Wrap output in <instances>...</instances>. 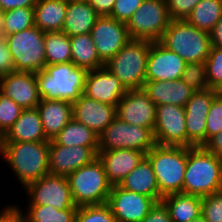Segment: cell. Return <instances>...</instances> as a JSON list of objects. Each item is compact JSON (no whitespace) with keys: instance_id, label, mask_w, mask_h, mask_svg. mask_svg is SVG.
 Wrapping results in <instances>:
<instances>
[{"instance_id":"1","label":"cell","mask_w":222,"mask_h":222,"mask_svg":"<svg viewBox=\"0 0 222 222\" xmlns=\"http://www.w3.org/2000/svg\"><path fill=\"white\" fill-rule=\"evenodd\" d=\"M0 154L25 188L49 174V141L0 142Z\"/></svg>"},{"instance_id":"2","label":"cell","mask_w":222,"mask_h":222,"mask_svg":"<svg viewBox=\"0 0 222 222\" xmlns=\"http://www.w3.org/2000/svg\"><path fill=\"white\" fill-rule=\"evenodd\" d=\"M222 185V160L204 146L188 147L183 193L205 197L219 192Z\"/></svg>"},{"instance_id":"3","label":"cell","mask_w":222,"mask_h":222,"mask_svg":"<svg viewBox=\"0 0 222 222\" xmlns=\"http://www.w3.org/2000/svg\"><path fill=\"white\" fill-rule=\"evenodd\" d=\"M87 71L73 63L45 65L36 73L41 99H62L73 102L84 92Z\"/></svg>"},{"instance_id":"4","label":"cell","mask_w":222,"mask_h":222,"mask_svg":"<svg viewBox=\"0 0 222 222\" xmlns=\"http://www.w3.org/2000/svg\"><path fill=\"white\" fill-rule=\"evenodd\" d=\"M155 173L159 193L164 197L183 193V184L188 159V147L156 144L146 154Z\"/></svg>"},{"instance_id":"5","label":"cell","mask_w":222,"mask_h":222,"mask_svg":"<svg viewBox=\"0 0 222 222\" xmlns=\"http://www.w3.org/2000/svg\"><path fill=\"white\" fill-rule=\"evenodd\" d=\"M186 63L205 62L211 49L210 33L199 30L187 20H171L158 41Z\"/></svg>"},{"instance_id":"6","label":"cell","mask_w":222,"mask_h":222,"mask_svg":"<svg viewBox=\"0 0 222 222\" xmlns=\"http://www.w3.org/2000/svg\"><path fill=\"white\" fill-rule=\"evenodd\" d=\"M152 41H130L105 66L127 90L142 89L146 82V67Z\"/></svg>"},{"instance_id":"7","label":"cell","mask_w":222,"mask_h":222,"mask_svg":"<svg viewBox=\"0 0 222 222\" xmlns=\"http://www.w3.org/2000/svg\"><path fill=\"white\" fill-rule=\"evenodd\" d=\"M67 179L76 206L107 203L112 185L99 158L75 170Z\"/></svg>"},{"instance_id":"8","label":"cell","mask_w":222,"mask_h":222,"mask_svg":"<svg viewBox=\"0 0 222 222\" xmlns=\"http://www.w3.org/2000/svg\"><path fill=\"white\" fill-rule=\"evenodd\" d=\"M13 57L15 71L40 72L45 68V32L37 26L4 37Z\"/></svg>"},{"instance_id":"9","label":"cell","mask_w":222,"mask_h":222,"mask_svg":"<svg viewBox=\"0 0 222 222\" xmlns=\"http://www.w3.org/2000/svg\"><path fill=\"white\" fill-rule=\"evenodd\" d=\"M171 19L166 0H144L126 23L131 39L159 41Z\"/></svg>"},{"instance_id":"10","label":"cell","mask_w":222,"mask_h":222,"mask_svg":"<svg viewBox=\"0 0 222 222\" xmlns=\"http://www.w3.org/2000/svg\"><path fill=\"white\" fill-rule=\"evenodd\" d=\"M98 137V150L132 149L147 154L156 145L150 128L128 124L118 117Z\"/></svg>"},{"instance_id":"11","label":"cell","mask_w":222,"mask_h":222,"mask_svg":"<svg viewBox=\"0 0 222 222\" xmlns=\"http://www.w3.org/2000/svg\"><path fill=\"white\" fill-rule=\"evenodd\" d=\"M29 205H49L58 210L76 206L67 176L48 174L30 183L26 188Z\"/></svg>"},{"instance_id":"12","label":"cell","mask_w":222,"mask_h":222,"mask_svg":"<svg viewBox=\"0 0 222 222\" xmlns=\"http://www.w3.org/2000/svg\"><path fill=\"white\" fill-rule=\"evenodd\" d=\"M153 133L158 145L187 147L184 107L172 104L157 105Z\"/></svg>"},{"instance_id":"13","label":"cell","mask_w":222,"mask_h":222,"mask_svg":"<svg viewBox=\"0 0 222 222\" xmlns=\"http://www.w3.org/2000/svg\"><path fill=\"white\" fill-rule=\"evenodd\" d=\"M90 35L98 55L104 63L115 56L131 39L126 23L111 16H99Z\"/></svg>"},{"instance_id":"14","label":"cell","mask_w":222,"mask_h":222,"mask_svg":"<svg viewBox=\"0 0 222 222\" xmlns=\"http://www.w3.org/2000/svg\"><path fill=\"white\" fill-rule=\"evenodd\" d=\"M215 97V90L212 88L194 91L184 107L187 147L206 144V117Z\"/></svg>"},{"instance_id":"15","label":"cell","mask_w":222,"mask_h":222,"mask_svg":"<svg viewBox=\"0 0 222 222\" xmlns=\"http://www.w3.org/2000/svg\"><path fill=\"white\" fill-rule=\"evenodd\" d=\"M99 146H63L49 141V174L68 176L98 158Z\"/></svg>"},{"instance_id":"16","label":"cell","mask_w":222,"mask_h":222,"mask_svg":"<svg viewBox=\"0 0 222 222\" xmlns=\"http://www.w3.org/2000/svg\"><path fill=\"white\" fill-rule=\"evenodd\" d=\"M155 203L152 197L124 190L119 185L112 186L107 201L116 222H141Z\"/></svg>"},{"instance_id":"17","label":"cell","mask_w":222,"mask_h":222,"mask_svg":"<svg viewBox=\"0 0 222 222\" xmlns=\"http://www.w3.org/2000/svg\"><path fill=\"white\" fill-rule=\"evenodd\" d=\"M116 116L136 126L155 128L156 105L143 89L127 90L116 106Z\"/></svg>"},{"instance_id":"18","label":"cell","mask_w":222,"mask_h":222,"mask_svg":"<svg viewBox=\"0 0 222 222\" xmlns=\"http://www.w3.org/2000/svg\"><path fill=\"white\" fill-rule=\"evenodd\" d=\"M0 91L23 109H34L41 101L34 72L14 71L1 76Z\"/></svg>"},{"instance_id":"19","label":"cell","mask_w":222,"mask_h":222,"mask_svg":"<svg viewBox=\"0 0 222 222\" xmlns=\"http://www.w3.org/2000/svg\"><path fill=\"white\" fill-rule=\"evenodd\" d=\"M186 61L175 52L169 51L158 41L151 42L146 67V81H173L180 79Z\"/></svg>"},{"instance_id":"20","label":"cell","mask_w":222,"mask_h":222,"mask_svg":"<svg viewBox=\"0 0 222 222\" xmlns=\"http://www.w3.org/2000/svg\"><path fill=\"white\" fill-rule=\"evenodd\" d=\"M127 92L122 82L106 66L87 71L83 94L102 103L117 105Z\"/></svg>"},{"instance_id":"21","label":"cell","mask_w":222,"mask_h":222,"mask_svg":"<svg viewBox=\"0 0 222 222\" xmlns=\"http://www.w3.org/2000/svg\"><path fill=\"white\" fill-rule=\"evenodd\" d=\"M116 106L96 101L84 94L72 102V118L98 136L117 117Z\"/></svg>"},{"instance_id":"22","label":"cell","mask_w":222,"mask_h":222,"mask_svg":"<svg viewBox=\"0 0 222 222\" xmlns=\"http://www.w3.org/2000/svg\"><path fill=\"white\" fill-rule=\"evenodd\" d=\"M145 157L146 153L132 149L98 150V158L112 186L119 185Z\"/></svg>"},{"instance_id":"23","label":"cell","mask_w":222,"mask_h":222,"mask_svg":"<svg viewBox=\"0 0 222 222\" xmlns=\"http://www.w3.org/2000/svg\"><path fill=\"white\" fill-rule=\"evenodd\" d=\"M142 89L156 106L172 104L185 107L194 92L181 78L173 81H146Z\"/></svg>"},{"instance_id":"24","label":"cell","mask_w":222,"mask_h":222,"mask_svg":"<svg viewBox=\"0 0 222 222\" xmlns=\"http://www.w3.org/2000/svg\"><path fill=\"white\" fill-rule=\"evenodd\" d=\"M36 108L48 140H52L72 119V102L67 100L41 99Z\"/></svg>"},{"instance_id":"25","label":"cell","mask_w":222,"mask_h":222,"mask_svg":"<svg viewBox=\"0 0 222 222\" xmlns=\"http://www.w3.org/2000/svg\"><path fill=\"white\" fill-rule=\"evenodd\" d=\"M50 141L46 138L37 108L24 109L0 142Z\"/></svg>"},{"instance_id":"26","label":"cell","mask_w":222,"mask_h":222,"mask_svg":"<svg viewBox=\"0 0 222 222\" xmlns=\"http://www.w3.org/2000/svg\"><path fill=\"white\" fill-rule=\"evenodd\" d=\"M99 15L86 0L67 1L63 32L69 37L90 33Z\"/></svg>"},{"instance_id":"27","label":"cell","mask_w":222,"mask_h":222,"mask_svg":"<svg viewBox=\"0 0 222 222\" xmlns=\"http://www.w3.org/2000/svg\"><path fill=\"white\" fill-rule=\"evenodd\" d=\"M124 190L152 197L156 202L162 200L158 183L149 160L145 157L119 184Z\"/></svg>"},{"instance_id":"28","label":"cell","mask_w":222,"mask_h":222,"mask_svg":"<svg viewBox=\"0 0 222 222\" xmlns=\"http://www.w3.org/2000/svg\"><path fill=\"white\" fill-rule=\"evenodd\" d=\"M67 9L66 0H37L34 23L43 32L62 31Z\"/></svg>"},{"instance_id":"29","label":"cell","mask_w":222,"mask_h":222,"mask_svg":"<svg viewBox=\"0 0 222 222\" xmlns=\"http://www.w3.org/2000/svg\"><path fill=\"white\" fill-rule=\"evenodd\" d=\"M168 208L172 222H189L201 215L202 197L173 193L161 200Z\"/></svg>"},{"instance_id":"30","label":"cell","mask_w":222,"mask_h":222,"mask_svg":"<svg viewBox=\"0 0 222 222\" xmlns=\"http://www.w3.org/2000/svg\"><path fill=\"white\" fill-rule=\"evenodd\" d=\"M71 63L86 71L105 66L100 59L90 33L70 37Z\"/></svg>"},{"instance_id":"31","label":"cell","mask_w":222,"mask_h":222,"mask_svg":"<svg viewBox=\"0 0 222 222\" xmlns=\"http://www.w3.org/2000/svg\"><path fill=\"white\" fill-rule=\"evenodd\" d=\"M63 146H99V137L84 124L71 119L52 139Z\"/></svg>"},{"instance_id":"32","label":"cell","mask_w":222,"mask_h":222,"mask_svg":"<svg viewBox=\"0 0 222 222\" xmlns=\"http://www.w3.org/2000/svg\"><path fill=\"white\" fill-rule=\"evenodd\" d=\"M222 18V0H200L186 20L199 30L211 32Z\"/></svg>"},{"instance_id":"33","label":"cell","mask_w":222,"mask_h":222,"mask_svg":"<svg viewBox=\"0 0 222 222\" xmlns=\"http://www.w3.org/2000/svg\"><path fill=\"white\" fill-rule=\"evenodd\" d=\"M46 65L71 62L70 37L63 31L45 32Z\"/></svg>"},{"instance_id":"34","label":"cell","mask_w":222,"mask_h":222,"mask_svg":"<svg viewBox=\"0 0 222 222\" xmlns=\"http://www.w3.org/2000/svg\"><path fill=\"white\" fill-rule=\"evenodd\" d=\"M78 207L58 210L49 205H29L26 222H75Z\"/></svg>"},{"instance_id":"35","label":"cell","mask_w":222,"mask_h":222,"mask_svg":"<svg viewBox=\"0 0 222 222\" xmlns=\"http://www.w3.org/2000/svg\"><path fill=\"white\" fill-rule=\"evenodd\" d=\"M5 36L20 32L35 25L34 8L20 7L4 11Z\"/></svg>"},{"instance_id":"36","label":"cell","mask_w":222,"mask_h":222,"mask_svg":"<svg viewBox=\"0 0 222 222\" xmlns=\"http://www.w3.org/2000/svg\"><path fill=\"white\" fill-rule=\"evenodd\" d=\"M75 222H116L110 206L101 205L79 206L75 215Z\"/></svg>"},{"instance_id":"37","label":"cell","mask_w":222,"mask_h":222,"mask_svg":"<svg viewBox=\"0 0 222 222\" xmlns=\"http://www.w3.org/2000/svg\"><path fill=\"white\" fill-rule=\"evenodd\" d=\"M24 109L0 91V133L4 136Z\"/></svg>"},{"instance_id":"38","label":"cell","mask_w":222,"mask_h":222,"mask_svg":"<svg viewBox=\"0 0 222 222\" xmlns=\"http://www.w3.org/2000/svg\"><path fill=\"white\" fill-rule=\"evenodd\" d=\"M181 80L194 91H201L209 88L205 62L186 63Z\"/></svg>"},{"instance_id":"39","label":"cell","mask_w":222,"mask_h":222,"mask_svg":"<svg viewBox=\"0 0 222 222\" xmlns=\"http://www.w3.org/2000/svg\"><path fill=\"white\" fill-rule=\"evenodd\" d=\"M205 69L208 86L214 89L222 82V48L211 46Z\"/></svg>"},{"instance_id":"40","label":"cell","mask_w":222,"mask_h":222,"mask_svg":"<svg viewBox=\"0 0 222 222\" xmlns=\"http://www.w3.org/2000/svg\"><path fill=\"white\" fill-rule=\"evenodd\" d=\"M201 215L207 222H222V192L202 197Z\"/></svg>"},{"instance_id":"41","label":"cell","mask_w":222,"mask_h":222,"mask_svg":"<svg viewBox=\"0 0 222 222\" xmlns=\"http://www.w3.org/2000/svg\"><path fill=\"white\" fill-rule=\"evenodd\" d=\"M222 130V98L215 97L206 117V143Z\"/></svg>"},{"instance_id":"42","label":"cell","mask_w":222,"mask_h":222,"mask_svg":"<svg viewBox=\"0 0 222 222\" xmlns=\"http://www.w3.org/2000/svg\"><path fill=\"white\" fill-rule=\"evenodd\" d=\"M200 0H166L171 20H186Z\"/></svg>"},{"instance_id":"43","label":"cell","mask_w":222,"mask_h":222,"mask_svg":"<svg viewBox=\"0 0 222 222\" xmlns=\"http://www.w3.org/2000/svg\"><path fill=\"white\" fill-rule=\"evenodd\" d=\"M143 2L144 0H116L110 16L127 23Z\"/></svg>"},{"instance_id":"44","label":"cell","mask_w":222,"mask_h":222,"mask_svg":"<svg viewBox=\"0 0 222 222\" xmlns=\"http://www.w3.org/2000/svg\"><path fill=\"white\" fill-rule=\"evenodd\" d=\"M15 71L13 57L4 38L0 39V77Z\"/></svg>"},{"instance_id":"45","label":"cell","mask_w":222,"mask_h":222,"mask_svg":"<svg viewBox=\"0 0 222 222\" xmlns=\"http://www.w3.org/2000/svg\"><path fill=\"white\" fill-rule=\"evenodd\" d=\"M141 222H172V220L168 208L160 201L155 203Z\"/></svg>"},{"instance_id":"46","label":"cell","mask_w":222,"mask_h":222,"mask_svg":"<svg viewBox=\"0 0 222 222\" xmlns=\"http://www.w3.org/2000/svg\"><path fill=\"white\" fill-rule=\"evenodd\" d=\"M0 222H26L25 215L16 206H8L0 212Z\"/></svg>"},{"instance_id":"47","label":"cell","mask_w":222,"mask_h":222,"mask_svg":"<svg viewBox=\"0 0 222 222\" xmlns=\"http://www.w3.org/2000/svg\"><path fill=\"white\" fill-rule=\"evenodd\" d=\"M99 16H110L116 0H86Z\"/></svg>"},{"instance_id":"48","label":"cell","mask_w":222,"mask_h":222,"mask_svg":"<svg viewBox=\"0 0 222 222\" xmlns=\"http://www.w3.org/2000/svg\"><path fill=\"white\" fill-rule=\"evenodd\" d=\"M37 0H1V11L12 10L20 7L34 8Z\"/></svg>"},{"instance_id":"49","label":"cell","mask_w":222,"mask_h":222,"mask_svg":"<svg viewBox=\"0 0 222 222\" xmlns=\"http://www.w3.org/2000/svg\"><path fill=\"white\" fill-rule=\"evenodd\" d=\"M204 147L222 160V130L213 136Z\"/></svg>"},{"instance_id":"50","label":"cell","mask_w":222,"mask_h":222,"mask_svg":"<svg viewBox=\"0 0 222 222\" xmlns=\"http://www.w3.org/2000/svg\"><path fill=\"white\" fill-rule=\"evenodd\" d=\"M211 46L222 48V18L214 25L210 32Z\"/></svg>"},{"instance_id":"51","label":"cell","mask_w":222,"mask_h":222,"mask_svg":"<svg viewBox=\"0 0 222 222\" xmlns=\"http://www.w3.org/2000/svg\"><path fill=\"white\" fill-rule=\"evenodd\" d=\"M4 24H5L4 12L0 10V39L5 37Z\"/></svg>"},{"instance_id":"52","label":"cell","mask_w":222,"mask_h":222,"mask_svg":"<svg viewBox=\"0 0 222 222\" xmlns=\"http://www.w3.org/2000/svg\"><path fill=\"white\" fill-rule=\"evenodd\" d=\"M214 90H215L216 96L222 98V82L219 83V84L214 88Z\"/></svg>"},{"instance_id":"53","label":"cell","mask_w":222,"mask_h":222,"mask_svg":"<svg viewBox=\"0 0 222 222\" xmlns=\"http://www.w3.org/2000/svg\"><path fill=\"white\" fill-rule=\"evenodd\" d=\"M189 222H207L202 215H199L197 218L189 221Z\"/></svg>"},{"instance_id":"54","label":"cell","mask_w":222,"mask_h":222,"mask_svg":"<svg viewBox=\"0 0 222 222\" xmlns=\"http://www.w3.org/2000/svg\"><path fill=\"white\" fill-rule=\"evenodd\" d=\"M2 138H3V135L0 133V141L2 140Z\"/></svg>"}]
</instances>
